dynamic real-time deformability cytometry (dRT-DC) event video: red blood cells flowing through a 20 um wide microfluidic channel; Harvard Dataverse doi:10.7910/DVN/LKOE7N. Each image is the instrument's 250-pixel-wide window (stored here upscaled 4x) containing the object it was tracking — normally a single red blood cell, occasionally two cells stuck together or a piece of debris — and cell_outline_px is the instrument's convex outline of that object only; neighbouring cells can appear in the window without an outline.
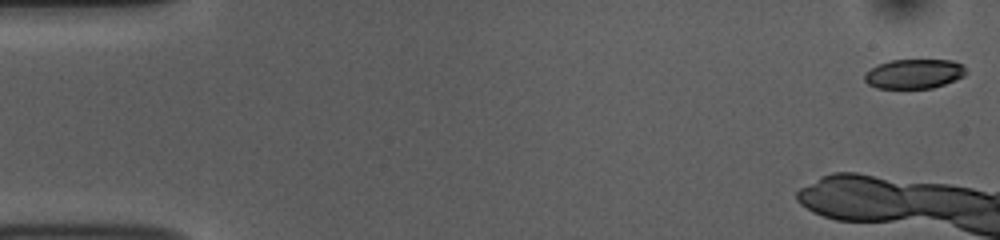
{"species": "common noctule bat (a hibernating species)", "species_latin": "Nyctalus noctula", "temperature_condition": "room temperature", "stored_images_in_passage": 7, "camera_frame_rate_fps": 3000, "um_per_image_px": 0.085, "animal": {"sex": "female", "body_mass_g": 10.0, "forearm_length_mm": 53.1}, "frame": {"image": 1, "passage_image": 1, "time_ms": 0.0, "image_size_px": [1000, 240], "cell_outline_px": [[968, 72], [964, 76], [956, 80], [932, 88], [876, 88], [868, 84], [864, 80], [864, 72], [880, 64], [892, 60], [952, 60], [960, 64]], "centroid_in_image_um": [77.69, 6.28], "position_along_channel_um": 7.3, "area_um2": 17.4}}